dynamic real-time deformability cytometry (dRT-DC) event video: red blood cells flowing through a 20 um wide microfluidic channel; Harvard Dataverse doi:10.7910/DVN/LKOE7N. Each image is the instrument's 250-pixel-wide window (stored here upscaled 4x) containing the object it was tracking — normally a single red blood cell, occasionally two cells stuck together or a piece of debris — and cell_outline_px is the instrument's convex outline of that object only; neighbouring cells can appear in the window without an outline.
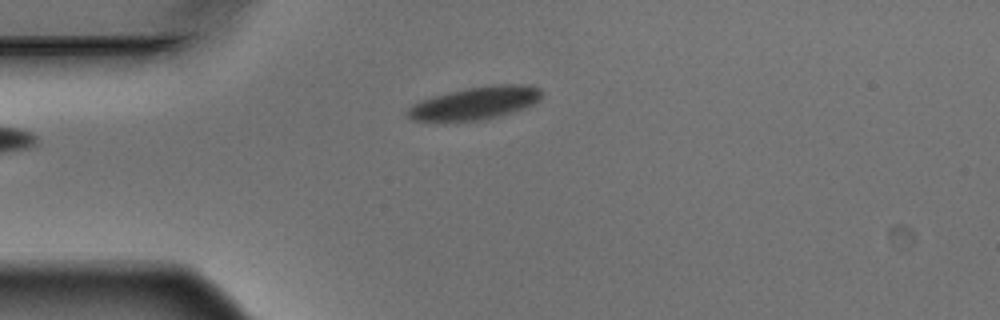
{"species": "Egyptian fruit bat (a non-hibernating species)", "species_latin": "Rousettus aegyptiacus", "temperature_condition": "warm", "stored_images_in_passage": 4, "camera_frame_rate_fps": 3000, "um_per_image_px": 0.085, "animal": {"sex": "male"}, "frame": {"image": 1, "passage_image": 4, "time_ms": 1.0, "image_size_px": [1000, 320], "cell_outline_px": [[544, 92], [540, 100], [524, 108], [496, 116], [480, 120], [412, 120], [404, 112], [412, 104], [420, 100], [432, 96], [448, 92], [468, 88], [492, 84], [528, 84], [540, 88]], "centroid_in_image_um": [40.41, 8.73], "position_along_channel_um": 44.6, "area_um2": 25.43}}